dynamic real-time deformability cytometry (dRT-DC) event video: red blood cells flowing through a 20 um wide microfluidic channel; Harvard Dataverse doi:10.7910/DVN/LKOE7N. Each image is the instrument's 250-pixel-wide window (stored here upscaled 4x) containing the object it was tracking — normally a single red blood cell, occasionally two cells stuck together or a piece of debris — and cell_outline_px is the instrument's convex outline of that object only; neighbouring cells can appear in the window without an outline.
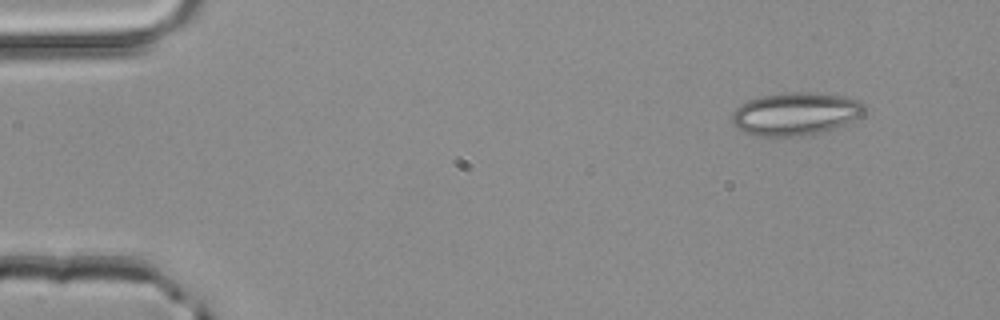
{"species": "common noctule bat (a hibernating species)", "species_latin": "Nyctalus noctula", "temperature_condition": "room temperature", "stored_images_in_passage": 2, "camera_frame_rate_fps": 3000, "um_per_image_px": 0.085, "animal": {"sex": "male", "body_mass_g": 20.4}, "frame": {"image": 1, "passage_image": 1, "time_ms": 0.0, "image_size_px": [1000, 320], "cell_outline_px": [[868, 108], [860, 116], [844, 124], [820, 132], [800, 136], [760, 136], [744, 132], [736, 128], [732, 124], [732, 112], [740, 104], [748, 100], [760, 96], [788, 92], [808, 92], [840, 96], [856, 100], [864, 104]], "centroid_in_image_um": [67.57, 9.67], "position_along_channel_um": 17.4, "area_um2": 32.89}}